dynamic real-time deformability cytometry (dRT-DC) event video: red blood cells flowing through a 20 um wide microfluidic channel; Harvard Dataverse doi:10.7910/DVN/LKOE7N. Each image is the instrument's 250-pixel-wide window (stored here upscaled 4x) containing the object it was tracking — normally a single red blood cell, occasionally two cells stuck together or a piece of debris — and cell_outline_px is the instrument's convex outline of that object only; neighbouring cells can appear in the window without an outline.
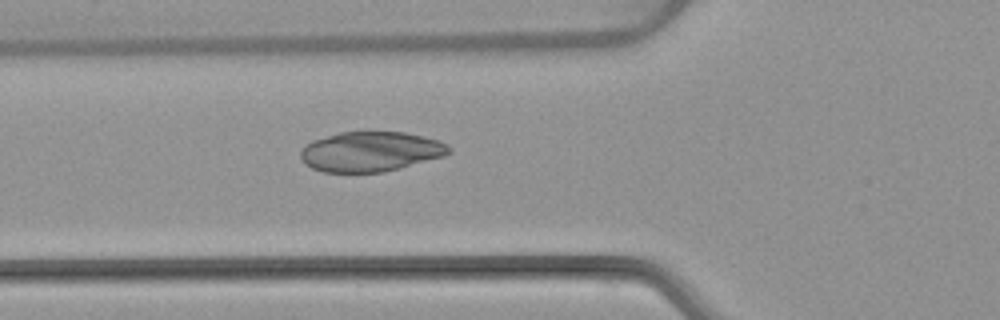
{"species": "common noctule bat (a hibernating species)", "species_latin": "Nyctalus noctula", "temperature_condition": "warm", "stored_images_in_passage": 52, "camera_frame_rate_fps": 3000, "um_per_image_px": 0.085, "animal": {"sex": "female", "body_mass_g": 22.7, "forearm_length_mm": 54.2}, "frame": {"image": 1, "passage_image": 19, "time_ms": 6.0, "image_size_px": [1000, 320], "cell_outline_px": [[452, 152], [444, 156], [400, 168], [384, 172], [324, 172], [312, 168], [304, 164], [300, 156], [300, 152], [312, 140], [340, 132], [368, 128], [404, 132], [424, 136], [448, 144], [452, 148]], "centroid_in_image_um": [31.52, 12.84], "position_along_channel_um": 94.3, "area_um2": 35.43}}
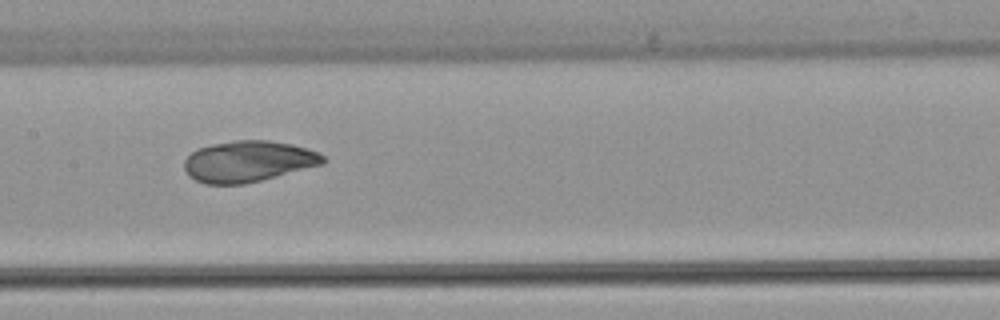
{"frame": {"image": 2, "passage_image": 26, "time_ms": 8.333, "image_size_px": [1000, 320], "cell_outline_px": [[328, 160], [324, 164], [244, 184], [204, 184], [188, 176], [184, 168], [184, 160], [196, 148], [212, 144], [236, 140], [268, 140], [292, 144], [320, 152]], "centroid_in_image_um": [21.11, 13.71], "position_along_channel_um": 186.3, "area_um2": 33.41}}
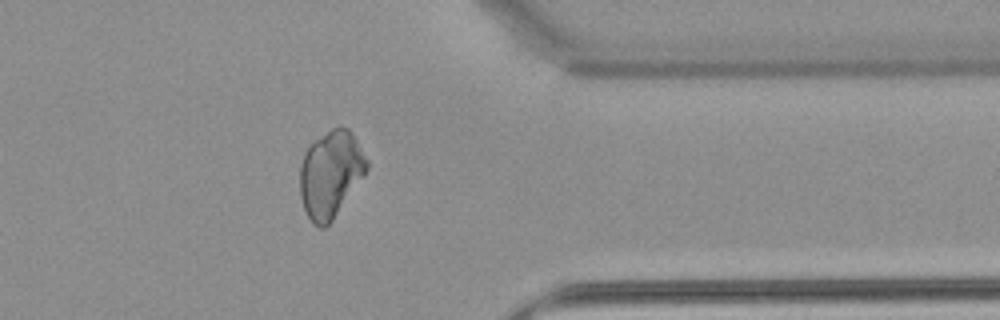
{"frame": {"image": 3, "passage_image": 42, "time_ms": 13.667, "image_size_px": [1000, 320], "cell_outline_px": [[368, 168], [364, 176], [332, 220], [324, 228], [320, 228], [312, 224], [304, 208], [300, 196], [300, 164], [304, 152], [308, 144], [332, 128], [348, 128], [352, 132], [368, 160]], "centroid_in_image_um": [28.09, 14.79], "position_along_channel_um": 383.3, "area_um2": 33.81}}